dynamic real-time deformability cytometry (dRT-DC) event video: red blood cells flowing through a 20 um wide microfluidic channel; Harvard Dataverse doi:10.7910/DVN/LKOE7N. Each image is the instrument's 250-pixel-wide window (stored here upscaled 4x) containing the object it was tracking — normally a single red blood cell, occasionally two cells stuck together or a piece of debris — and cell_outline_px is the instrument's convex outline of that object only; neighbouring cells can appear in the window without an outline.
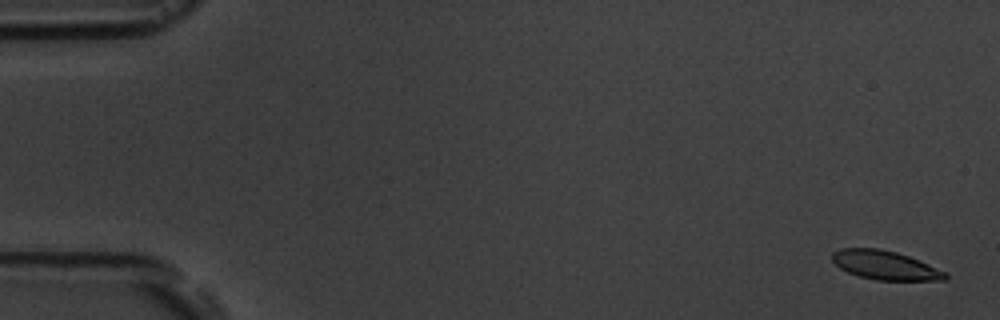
{"species": "common noctule bat (a hibernating species)", "species_latin": "Nyctalus noctula", "temperature_condition": "room temperature", "stored_images_in_passage": 6, "camera_frame_rate_fps": 3000, "um_per_image_px": 0.085, "animal": {"sex": "male", "body_mass_g": 19.5, "forearm_length_mm": 54.6}, "frame": {"image": 1, "passage_image": 1, "time_ms": 0.0, "image_size_px": [1000, 320], "cell_outline_px": [[948, 280], [876, 280], [860, 276], [848, 272], [840, 268], [832, 260], [832, 252], [840, 248], [880, 248], [896, 252], [908, 256], [948, 272]], "centroid_in_image_um": [75.25, 22.54], "position_along_channel_um": 9.7, "area_um2": 19.07}}
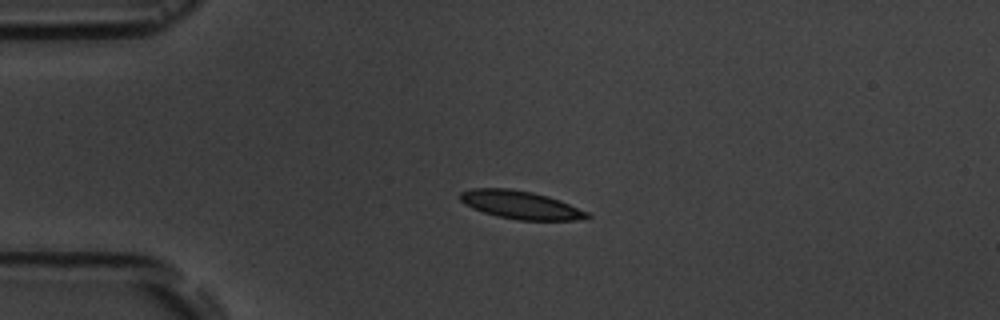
{"frame": {"image": 2, "passage_image": 4, "time_ms": 4.0, "image_size_px": [1000, 320], "cell_outline_px": [[592, 216], [576, 220], [516, 220], [496, 216], [472, 208], [464, 204], [460, 200], [460, 192], [472, 188], [512, 188], [532, 192], [548, 196], [560, 200], [588, 212]], "centroid_in_image_um": [44.23, 17.41], "position_along_channel_um": 40.8, "area_um2": 20.87}}
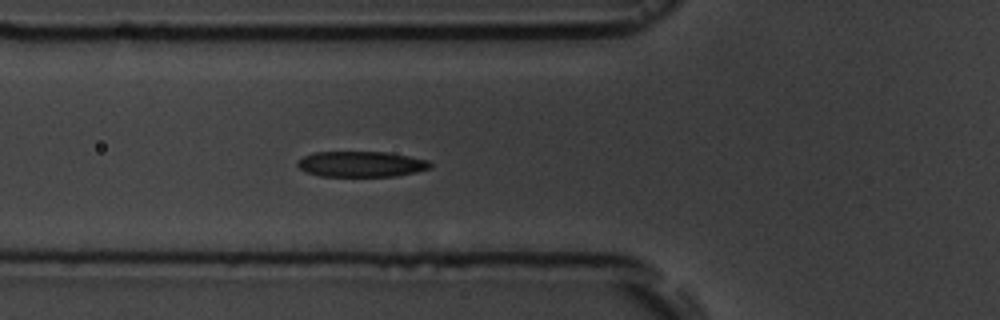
{"frame": {"image": 3, "passage_image": 6, "time_ms": 6.333, "image_size_px": [1000, 320], "cell_outline_px": [[432, 168], [416, 172], [396, 176], [320, 176], [308, 172], [300, 168], [296, 164], [296, 160], [304, 156], [316, 152], [388, 152], [428, 160], [432, 164]], "centroid_in_image_um": [30.72, 13.95], "position_along_channel_um": 95.1, "area_um2": 19.83}}